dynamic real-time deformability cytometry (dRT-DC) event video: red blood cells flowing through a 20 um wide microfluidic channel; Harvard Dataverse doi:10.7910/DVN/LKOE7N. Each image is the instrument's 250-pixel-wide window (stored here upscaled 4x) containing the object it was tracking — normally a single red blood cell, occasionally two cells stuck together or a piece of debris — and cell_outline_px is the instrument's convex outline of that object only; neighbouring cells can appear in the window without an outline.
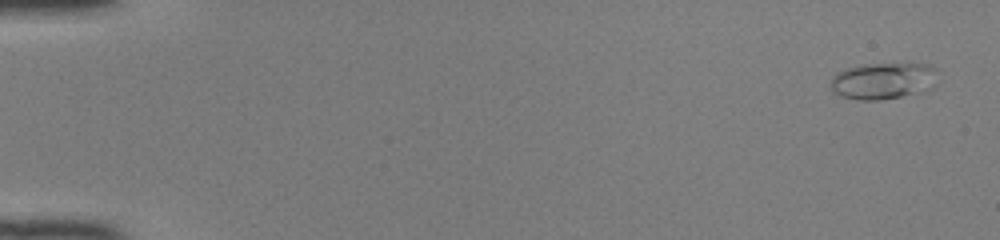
{"species": "common noctule bat (a hibernating species)", "species_latin": "Nyctalus noctula", "temperature_condition": "room temperature", "stored_images_in_passage": 48, "camera_frame_rate_fps": 3000, "um_per_image_px": 0.085, "animal": {"sex": "female", "body_mass_g": 22.0, "forearm_length_mm": 56.7}, "frame": {"image": 1, "passage_image": 3, "time_ms": 0.667, "image_size_px": [1000, 240], "cell_outline_px": [[936, 84], [928, 92], [880, 100], [860, 100], [840, 96], [832, 92], [832, 76], [836, 72], [844, 68], [864, 64], [928, 64], [936, 68]], "centroid_in_image_um": [75.1, 6.88], "position_along_channel_um": 9.9, "area_um2": 23.29}}
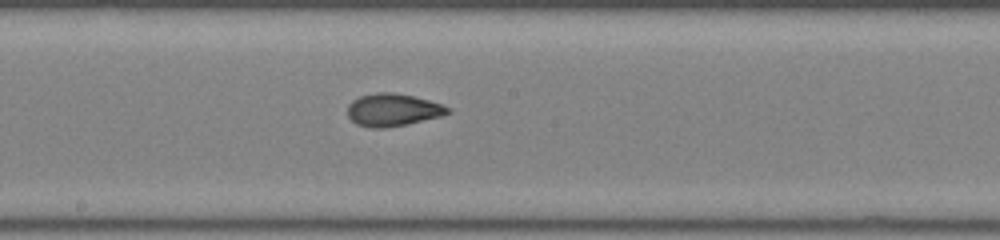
{"frame": {"image": 2, "passage_image": 29, "time_ms": 9.333, "image_size_px": [1000, 240], "cell_outline_px": [[452, 112], [440, 116], [404, 124], [384, 128], [372, 128], [356, 124], [348, 116], [348, 104], [352, 100], [360, 96], [376, 92], [392, 92], [412, 96], [428, 100], [452, 108]], "centroid_in_image_um": [33.37, 9.33], "position_along_channel_um": 214.8, "area_um2": 18.84}}
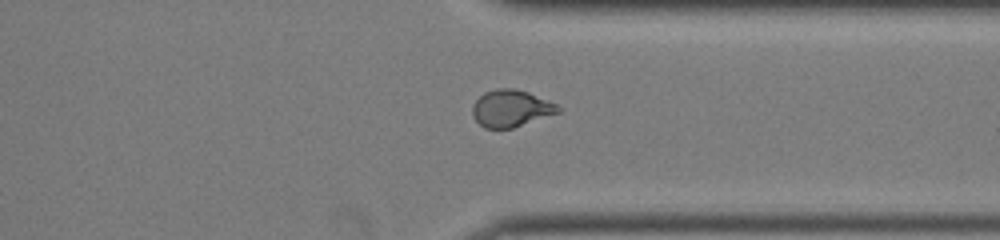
{"frame": {"image": 3, "passage_image": 40, "time_ms": 13.0, "image_size_px": [1000, 240], "cell_outline_px": [[564, 108], [560, 112], [512, 128], [484, 128], [472, 116], [472, 104], [484, 92], [496, 88], [512, 88], [528, 92], [556, 104]], "centroid_in_image_um": [43.42, 9.21], "position_along_channel_um": 368.0, "area_um2": 18.44}}